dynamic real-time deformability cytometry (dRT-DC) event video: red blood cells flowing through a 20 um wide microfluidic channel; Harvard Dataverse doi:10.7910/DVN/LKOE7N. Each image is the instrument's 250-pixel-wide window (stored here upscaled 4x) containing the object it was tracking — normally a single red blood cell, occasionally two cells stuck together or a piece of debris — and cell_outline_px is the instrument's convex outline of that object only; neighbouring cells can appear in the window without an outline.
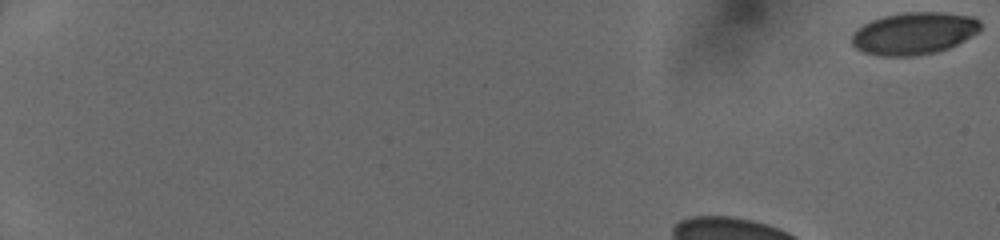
{"species": "human", "species_latin": "Homo sapiens", "temperature_condition": "cold", "stored_images_in_passage": 40, "camera_frame_rate_fps": 3000, "um_per_image_px": 0.085, "donor": {"sex": "female"}, "frame": {"image": 1, "passage_image": 1, "time_ms": 0.0, "image_size_px": [1000, 240], "cell_outline_px": [[980, 32], [948, 48], [936, 52], [916, 56], [880, 56], [864, 52], [856, 48], [852, 44], [852, 36], [864, 24], [872, 20], [884, 16], [904, 12], [944, 12], [972, 16], [980, 20]], "centroid_in_image_um": [77.73, 2.83], "position_along_channel_um": 7.3, "area_um2": 31.62}}
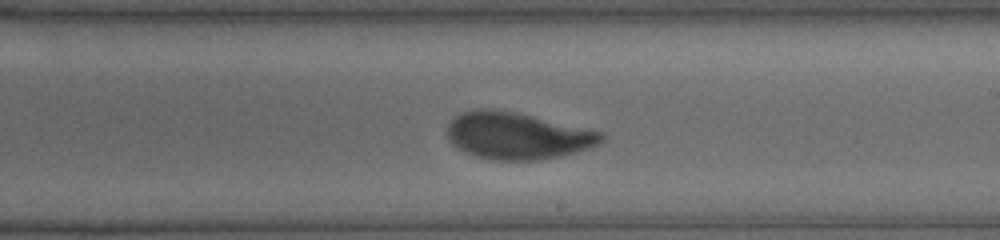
{"frame": {"image": 2, "passage_image": 28, "time_ms": 9.0, "image_size_px": [1000, 240], "cell_outline_px": [[608, 136], [600, 144], [564, 156], [540, 160], [492, 160], [476, 156], [456, 148], [448, 140], [448, 124], [460, 112], [476, 108], [488, 108], [516, 112], [604, 132]], "centroid_in_image_um": [44.0, 11.54], "position_along_channel_um": 245.0, "area_um2": 42.54}}
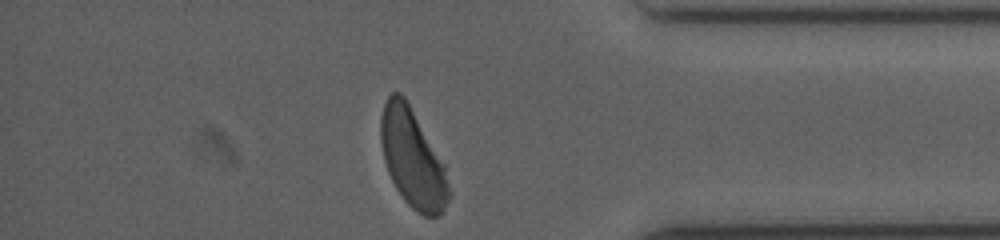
{"frame": {"image": 3, "passage_image": 40, "time_ms": 13.0, "image_size_px": [1000, 240], "cell_outline_px": [[452, 196], [440, 216], [424, 216], [416, 212], [404, 200], [396, 188], [388, 172], [384, 160], [380, 140], [380, 116], [384, 104], [388, 96], [392, 92], [400, 92], [404, 96], [444, 164], [452, 192]], "centroid_in_image_um": [35.08, 13.5], "position_along_channel_um": 400.1, "area_um2": 39.13}}